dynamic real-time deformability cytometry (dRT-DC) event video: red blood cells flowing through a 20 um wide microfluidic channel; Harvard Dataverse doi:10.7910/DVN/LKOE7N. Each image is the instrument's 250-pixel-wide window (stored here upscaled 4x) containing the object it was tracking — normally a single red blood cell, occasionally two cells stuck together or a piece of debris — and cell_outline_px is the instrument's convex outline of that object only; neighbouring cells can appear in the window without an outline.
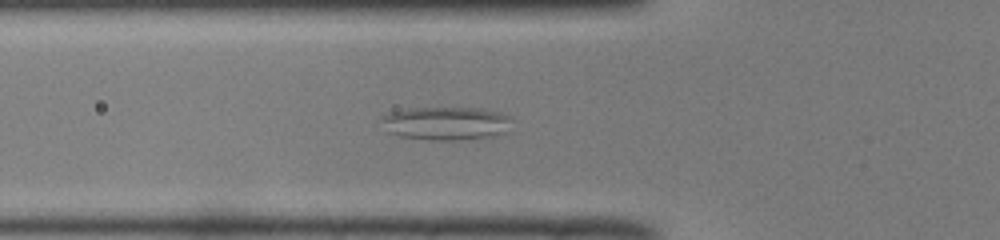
{"species": "common noctule bat (a hibernating species)", "species_latin": "Nyctalus noctula", "temperature_condition": "room temperature", "stored_images_in_passage": 52, "camera_frame_rate_fps": 3000, "um_per_image_px": 0.085, "animal": {"sex": "male", "body_mass_g": 19.0, "forearm_length_mm": 50.8}, "frame": {"image": 1, "passage_image": 18, "time_ms": 5.667, "image_size_px": [1000, 240], "cell_outline_px": [[512, 132], [492, 136], [456, 140], [432, 140], [400, 136], [388, 132], [384, 120], [384, 116], [392, 112], [412, 108], [480, 108], [500, 112], [512, 116]], "centroid_in_image_um": [38.07, 10.49], "position_along_channel_um": 87.7, "area_um2": 25.37}}
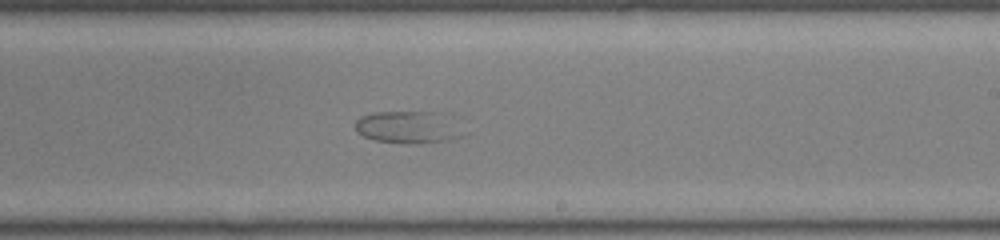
{"frame": {"image": 2, "passage_image": 31, "time_ms": 10.0, "image_size_px": [1000, 240], "cell_outline_px": [[464, 136], [448, 140], [416, 144], [376, 140], [364, 136], [356, 132], [356, 120], [360, 116], [376, 112], [432, 112]], "centroid_in_image_um": [34.47, 10.84], "position_along_channel_um": 254.5, "area_um2": 18.96}}
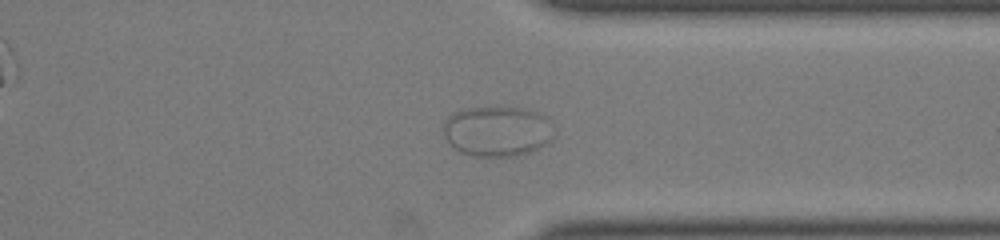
{"frame": {"image": 3, "passage_image": 40, "time_ms": 13.0, "image_size_px": [1000, 240], "cell_outline_px": [[552, 140], [540, 148], [516, 156], [472, 156], [460, 152], [444, 136], [444, 120], [452, 112], [464, 108], [520, 108], [536, 112], [544, 116], [552, 136]], "centroid_in_image_um": [42.21, 11.16], "position_along_channel_um": 369.2, "area_um2": 31.91}}